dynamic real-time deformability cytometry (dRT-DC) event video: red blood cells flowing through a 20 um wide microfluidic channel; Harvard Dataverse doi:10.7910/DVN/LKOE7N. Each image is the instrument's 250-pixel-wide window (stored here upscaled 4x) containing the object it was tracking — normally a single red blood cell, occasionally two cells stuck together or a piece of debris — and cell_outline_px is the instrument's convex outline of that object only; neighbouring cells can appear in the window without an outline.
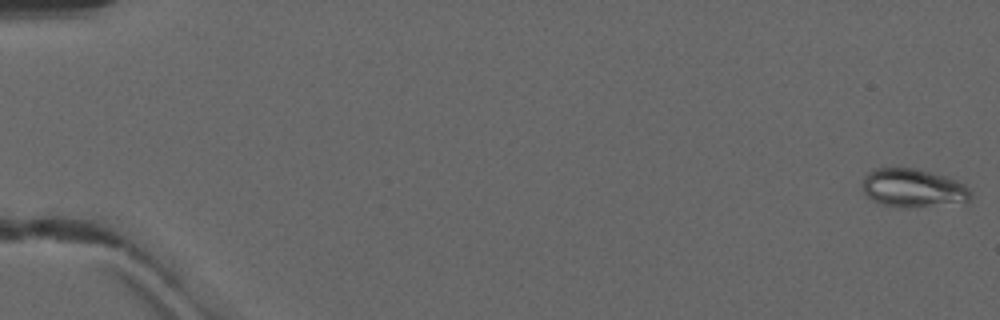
{"species": "common noctule bat (a hibernating species)", "species_latin": "Nyctalus noctula", "temperature_condition": "warm", "stored_images_in_passage": 51, "camera_frame_rate_fps": 3000, "um_per_image_px": 0.085, "animal": {"sex": "male", "forearm_length_mm": 52.5}, "frame": {"image": 1, "passage_image": 1, "time_ms": 0.0, "image_size_px": [1000, 320], "cell_outline_px": [[972, 196], [968, 200], [908, 208], [900, 208], [880, 204], [872, 200], [864, 192], [864, 176], [872, 168], [916, 168], [932, 172], [956, 180], [964, 184], [972, 192]], "centroid_in_image_um": [77.57, 15.97], "position_along_channel_um": 7.4, "area_um2": 24.04}}
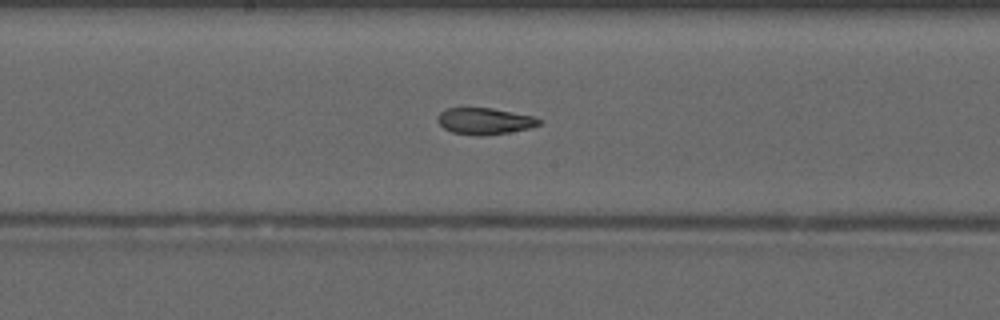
{"frame": {"image": 2, "passage_image": 28, "time_ms": 9.0, "image_size_px": [1000, 320], "cell_outline_px": [[540, 124], [528, 128], [508, 132], [480, 136], [476, 136], [452, 132], [444, 128], [436, 120], [436, 116], [444, 108], [492, 108], [532, 116], [540, 120]], "centroid_in_image_um": [41.12, 10.29], "position_along_channel_um": 207.1, "area_um2": 15.55}}
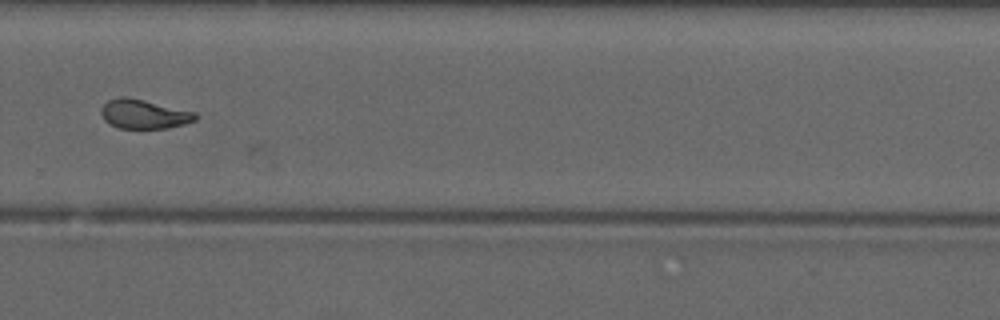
{"frame": {"image": 3, "passage_image": 36, "time_ms": 11.667, "image_size_px": [1000, 320], "cell_outline_px": [[200, 116], [196, 120], [184, 124], [168, 128], [116, 128], [108, 124], [104, 120], [100, 112], [100, 108], [108, 100], [120, 96], [124, 96], [144, 100], [196, 112]], "centroid_in_image_um": [12.22, 9.7], "position_along_channel_um": 317.6, "area_um2": 16.24}, "authors_computed_cell_mechanics": {"area_um2": 16.762, "velocity_mm_per_s": 4.1643, "shape_relaxation_time_tau1_ms": null, "shape_relaxation_time_tau2_ms": 1.8849, "deformation_change_tau1": null, "deformation_change_tau2": 0.0877}}